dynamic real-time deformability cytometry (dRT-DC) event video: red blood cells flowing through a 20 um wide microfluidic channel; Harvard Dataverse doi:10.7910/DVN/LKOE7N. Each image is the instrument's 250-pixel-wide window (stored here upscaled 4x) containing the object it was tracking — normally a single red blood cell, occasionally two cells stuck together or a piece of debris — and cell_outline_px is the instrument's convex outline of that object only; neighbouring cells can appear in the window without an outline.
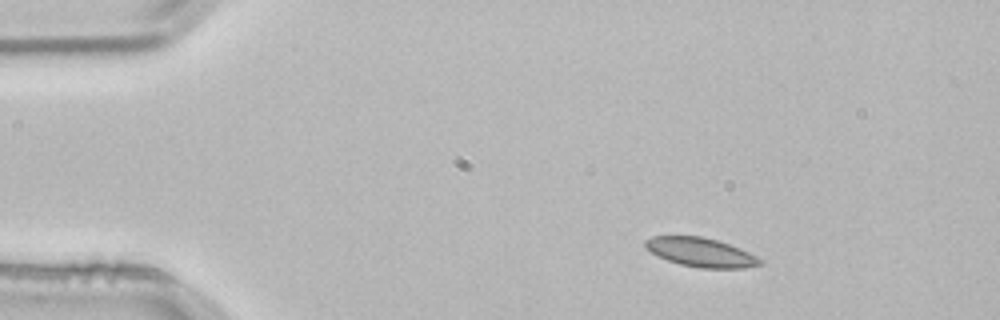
{"species": "common noctule bat (a hibernating species)", "species_latin": "Nyctalus noctula", "temperature_condition": "room temperature", "stored_images_in_passage": 3, "camera_frame_rate_fps": 3000, "um_per_image_px": 0.085, "animal": {"sex": "male", "body_mass_g": 21.5, "forearm_length_mm": 52.0}, "frame": {"image": 1, "passage_image": 1, "time_ms": 0.0, "image_size_px": [1000, 320], "cell_outline_px": [[764, 264], [744, 268], [700, 268], [680, 264], [668, 260], [644, 248], [644, 240], [652, 236], [700, 236], [716, 240], [740, 248], [764, 260]], "centroid_in_image_um": [59.58, 21.45], "position_along_channel_um": 25.4, "area_um2": 19.36}}
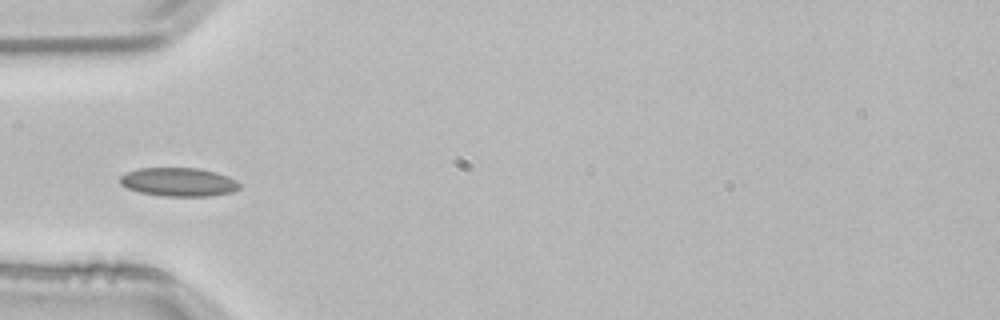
{"frame": {"image": 2, "passage_image": 3, "time_ms": 0.667, "image_size_px": [1000, 320], "cell_outline_px": [[240, 188], [232, 192], [212, 196], [164, 196], [140, 192], [128, 188], [120, 184], [120, 176], [124, 172], [136, 168], [200, 168], [216, 172], [228, 176], [236, 180], [240, 184]], "centroid_in_image_um": [15.18, 15.46], "position_along_channel_um": 69.8, "area_um2": 20.11}}